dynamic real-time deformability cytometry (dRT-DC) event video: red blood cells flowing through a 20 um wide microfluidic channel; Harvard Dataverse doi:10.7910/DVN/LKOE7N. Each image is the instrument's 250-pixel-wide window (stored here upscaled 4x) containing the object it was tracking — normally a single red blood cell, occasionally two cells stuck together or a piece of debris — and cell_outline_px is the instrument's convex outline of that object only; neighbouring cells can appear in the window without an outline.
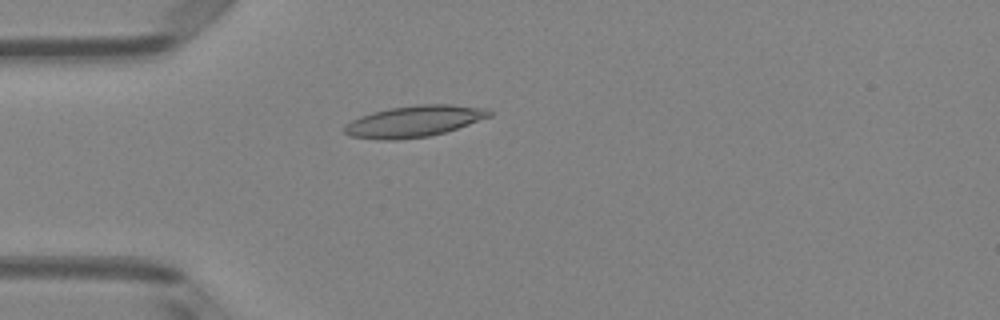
{"species": "Egyptian fruit bat (a non-hibernating species)", "species_latin": "Rousettus aegyptiacus", "temperature_condition": "room temperature", "stored_images_in_passage": 3, "camera_frame_rate_fps": 3000, "um_per_image_px": 0.085, "animal": {"sex": "female"}, "frame": {"image": 1, "passage_image": 3, "time_ms": 0.667, "image_size_px": [1000, 320], "cell_outline_px": [[492, 116], [444, 132], [428, 136], [396, 140], [380, 140], [352, 136], [344, 132], [344, 124], [360, 116], [372, 112], [388, 108], [420, 104], [452, 104], [484, 108], [492, 112]], "centroid_in_image_um": [35.17, 10.3], "position_along_channel_um": 49.8, "area_um2": 26.36}}